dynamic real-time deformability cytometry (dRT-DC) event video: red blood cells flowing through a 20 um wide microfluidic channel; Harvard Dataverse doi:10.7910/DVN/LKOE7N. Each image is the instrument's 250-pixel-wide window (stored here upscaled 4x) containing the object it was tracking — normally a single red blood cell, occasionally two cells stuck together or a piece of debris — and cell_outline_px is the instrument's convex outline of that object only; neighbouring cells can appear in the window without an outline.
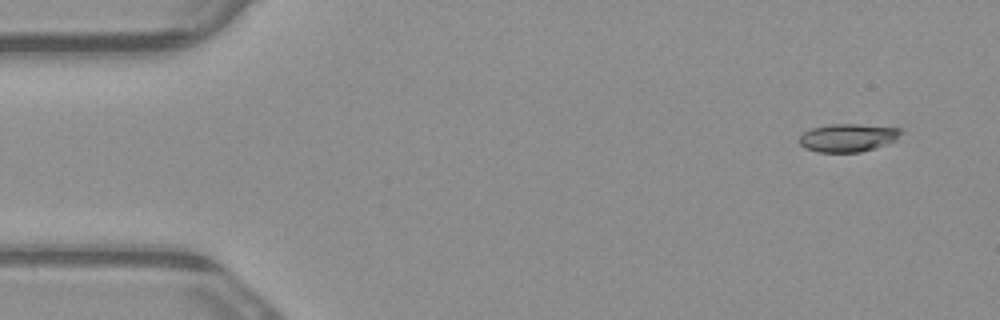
{"species": "common noctule bat (a hibernating species)", "species_latin": "Nyctalus noctula", "temperature_condition": "warm", "stored_images_in_passage": 4, "camera_frame_rate_fps": 3000, "um_per_image_px": 0.085, "animal": {"sex": "male", "body_mass_g": 23.1, "forearm_length_mm": 52.7}, "frame": {"image": 1, "passage_image": 1, "time_ms": 0.0, "image_size_px": [1000, 320], "cell_outline_px": [[904, 132], [896, 140], [860, 152], [820, 152], [804, 148], [800, 144], [800, 136], [804, 132], [812, 128], [832, 124], [860, 124], [900, 128]], "centroid_in_image_um": [72.08, 11.7], "position_along_channel_um": 12.9, "area_um2": 16.47}}